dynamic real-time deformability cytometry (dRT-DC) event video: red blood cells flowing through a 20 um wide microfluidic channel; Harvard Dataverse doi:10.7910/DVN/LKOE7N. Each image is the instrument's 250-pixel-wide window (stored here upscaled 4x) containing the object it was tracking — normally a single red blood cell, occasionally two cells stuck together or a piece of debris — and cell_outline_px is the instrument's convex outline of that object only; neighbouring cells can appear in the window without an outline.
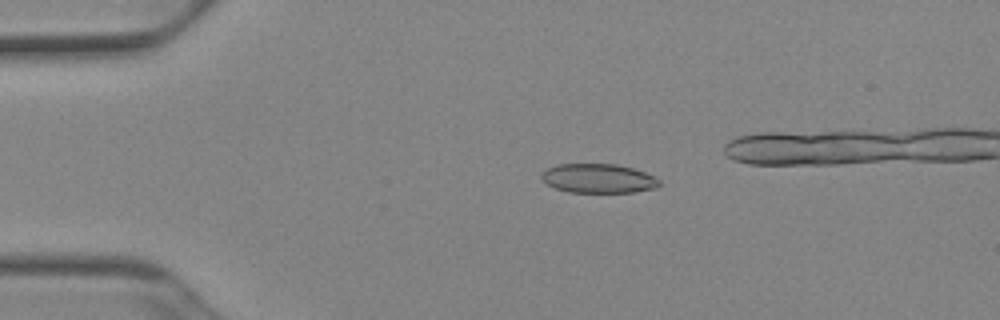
{"species": "Egyptian fruit bat (a non-hibernating species)", "species_latin": "Rousettus aegyptiacus", "temperature_condition": "cold", "stored_images_in_passage": 43, "camera_frame_rate_fps": 3000, "um_per_image_px": 0.085, "animal": {"sex": "female"}, "frame": {"image": 1, "passage_image": 11, "time_ms": 3.333, "image_size_px": [1000, 320], "cell_outline_px": [[660, 184], [656, 188], [632, 192], [568, 192], [556, 188], [548, 184], [540, 176], [548, 168], [560, 164], [616, 164], [632, 168], [644, 172], [660, 180]], "centroid_in_image_um": [50.88, 15.17], "position_along_channel_um": 34.1, "area_um2": 19.77}}
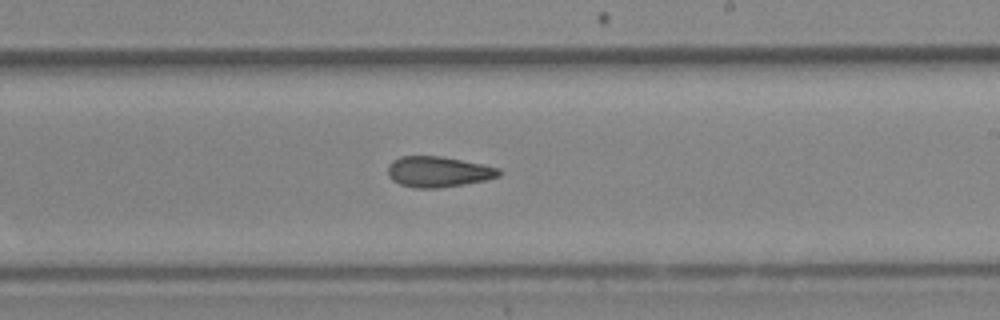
{"frame": {"image": 2, "passage_image": 31, "time_ms": 10.0, "image_size_px": [1000, 320], "cell_outline_px": [[500, 176], [484, 180], [464, 184], [436, 188], [416, 188], [400, 184], [392, 180], [388, 176], [388, 164], [392, 160], [400, 156], [440, 156], [500, 168]], "centroid_in_image_um": [37.2, 14.6], "position_along_channel_um": 251.8, "area_um2": 19.71}}
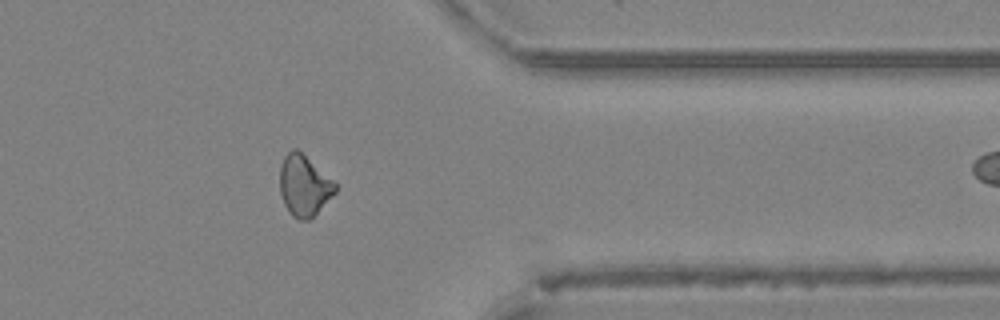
{"frame": {"image": 3, "passage_image": 42, "time_ms": 13.667, "image_size_px": [1000, 320], "cell_outline_px": [[336, 192], [308, 220], [300, 220], [292, 216], [284, 204], [280, 192], [280, 164], [284, 156], [292, 148], [296, 148], [336, 180]], "centroid_in_image_um": [25.85, 15.74], "position_along_channel_um": 385.5, "area_um2": 19.77}}